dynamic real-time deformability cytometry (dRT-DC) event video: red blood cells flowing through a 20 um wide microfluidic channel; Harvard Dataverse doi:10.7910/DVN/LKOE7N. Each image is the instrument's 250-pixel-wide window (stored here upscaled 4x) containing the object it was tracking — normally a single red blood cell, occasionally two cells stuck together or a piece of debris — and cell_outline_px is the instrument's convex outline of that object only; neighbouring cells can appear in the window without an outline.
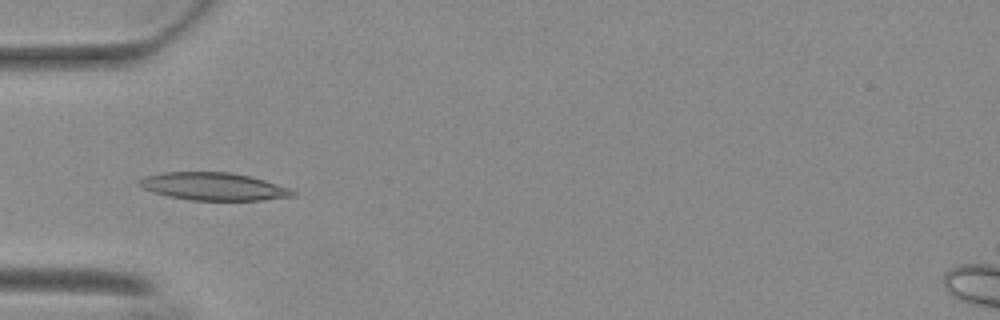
{"species": "Egyptian fruit bat (a non-hibernating species)", "species_latin": "Rousettus aegyptiacus", "temperature_condition": "warm", "stored_images_in_passage": 55, "camera_frame_rate_fps": 3000, "um_per_image_px": 0.085, "animal": {"sex": "female"}, "frame": {"image": 1, "passage_image": 18, "time_ms": 5.667, "image_size_px": [1000, 320], "cell_outline_px": [[296, 192], [292, 196], [260, 200], [192, 200], [168, 196], [152, 192], [136, 184], [144, 176], [160, 172], [228, 172], [248, 176], [264, 180], [288, 188]], "centroid_in_image_um": [18.08, 15.84], "position_along_channel_um": 66.9, "area_um2": 24.51}}
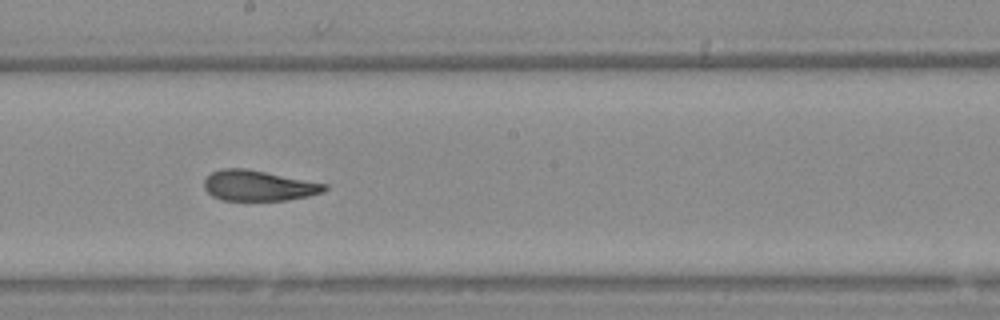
{"frame": {"image": 2, "passage_image": 31, "time_ms": 10.0, "image_size_px": [1000, 320], "cell_outline_px": [[328, 188], [324, 192], [308, 196], [288, 200], [220, 200], [212, 196], [204, 188], [204, 180], [212, 172], [224, 168], [244, 168], [328, 184]], "centroid_in_image_um": [21.98, 15.78], "position_along_channel_um": 226.2, "area_um2": 21.33}}
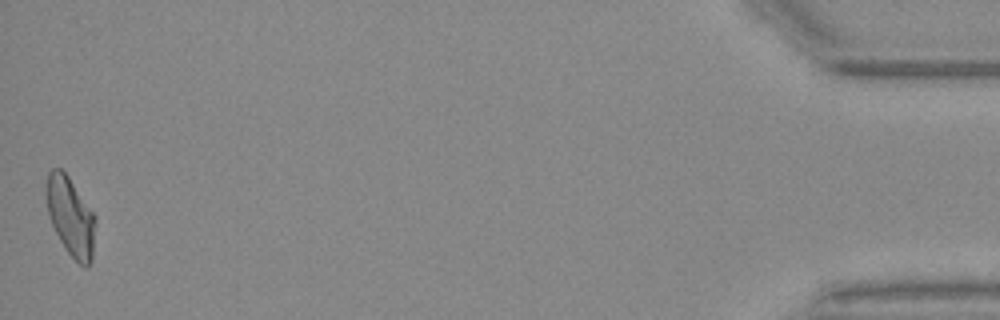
{"frame": {"image": 3, "passage_image": 55, "time_ms": 18.0, "image_size_px": [1000, 320], "cell_outline_px": [[96, 224], [92, 260], [88, 268], [84, 268], [68, 252], [60, 240], [52, 224], [48, 212], [44, 192], [44, 188], [48, 172], [52, 168], [60, 168], [68, 176], [96, 216]], "centroid_in_image_um": [6.0, 18.39], "position_along_channel_um": 429.2, "area_um2": 22.77}, "authors_computed_cell_mechanics": {"area_um2": 22.6576, "velocity_mm_per_s": 3.696, "shape_relaxation_time_tau1_ms": 8.4863, "shape_relaxation_time_tau2_ms": 2.0189, "deformation_change_tau1": 0.2237, "deformation_change_tau2": 0.0949}}